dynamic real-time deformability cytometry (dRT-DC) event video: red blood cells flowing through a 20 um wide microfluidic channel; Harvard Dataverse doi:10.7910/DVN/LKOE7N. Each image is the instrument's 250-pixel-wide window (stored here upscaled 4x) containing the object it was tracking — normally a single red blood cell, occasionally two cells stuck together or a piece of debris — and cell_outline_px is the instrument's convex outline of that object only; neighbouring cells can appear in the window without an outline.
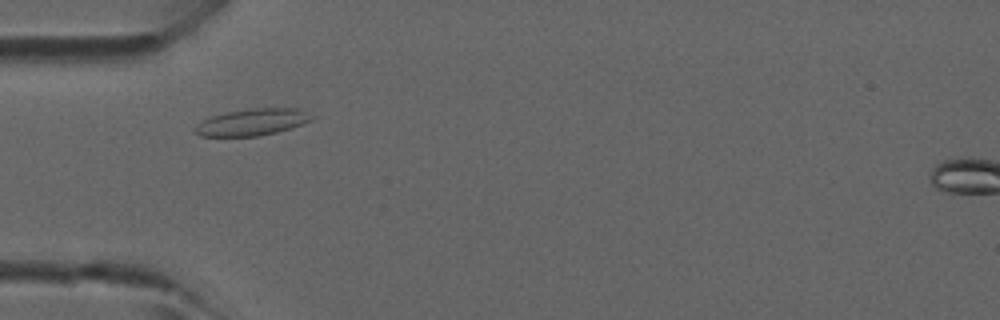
{"species": "common noctule bat (a hibernating species)", "species_latin": "Nyctalus noctula", "temperature_condition": "room temperature", "stored_images_in_passage": 3, "camera_frame_rate_fps": 3000, "um_per_image_px": 0.085, "animal": {"sex": "male", "forearm_length_mm": 52.5}, "frame": {"image": 1, "passage_image": 3, "time_ms": 0.667, "image_size_px": [1000, 320], "cell_outline_px": [[316, 116], [312, 120], [292, 128], [276, 132], [256, 136], [200, 136], [192, 132], [196, 124], [212, 116], [228, 112], [252, 108], [300, 108]], "centroid_in_image_um": [21.47, 10.38], "position_along_channel_um": 63.5, "area_um2": 18.26}}